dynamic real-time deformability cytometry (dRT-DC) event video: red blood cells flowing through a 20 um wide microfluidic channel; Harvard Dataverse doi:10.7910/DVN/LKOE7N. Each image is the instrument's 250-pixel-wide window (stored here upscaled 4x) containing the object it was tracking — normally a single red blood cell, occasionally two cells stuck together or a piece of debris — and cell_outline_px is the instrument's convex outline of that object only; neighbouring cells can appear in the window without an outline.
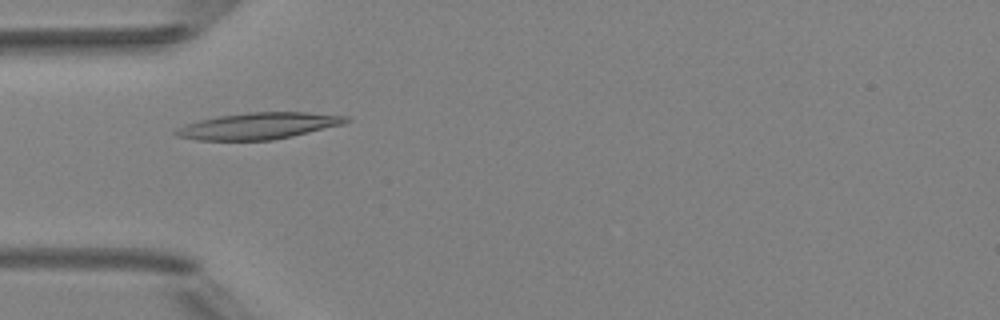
{"species": "Egyptian fruit bat (a non-hibernating species)", "species_latin": "Rousettus aegyptiacus", "temperature_condition": "room temperature", "stored_images_in_passage": 7, "camera_frame_rate_fps": 3000, "um_per_image_px": 0.085, "animal": {"sex": "female"}, "frame": {"image": 1, "passage_image": 4, "time_ms": 4.667, "image_size_px": [1000, 320], "cell_outline_px": [[352, 120], [344, 124], [292, 136], [272, 140], [196, 140], [176, 136], [172, 132], [176, 128], [184, 124], [200, 120], [220, 116], [248, 112], [308, 112], [348, 116]], "centroid_in_image_um": [21.97, 10.7], "position_along_channel_um": 63.0, "area_um2": 26.36}}
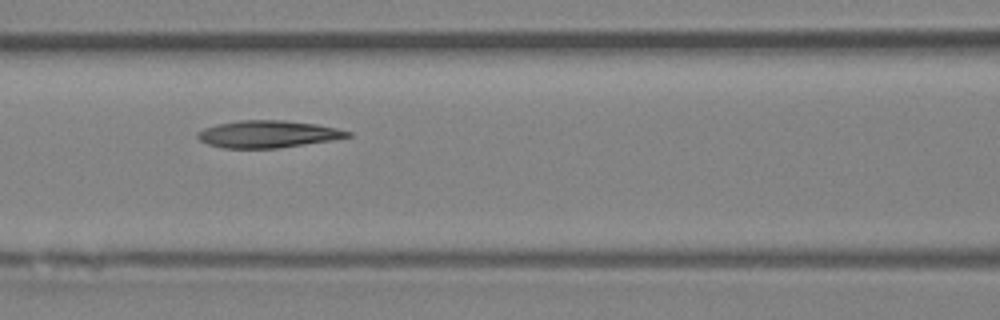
{"frame": {"image": 2, "passage_image": 6, "time_ms": 6.667, "image_size_px": [1000, 320], "cell_outline_px": [[352, 136], [336, 140], [280, 148], [224, 148], [208, 144], [200, 140], [196, 136], [196, 132], [204, 128], [216, 124], [240, 120], [284, 120], [316, 124], [336, 128], [352, 132]], "centroid_in_image_um": [22.8, 11.4], "position_along_channel_um": 143.8, "area_um2": 23.99}}
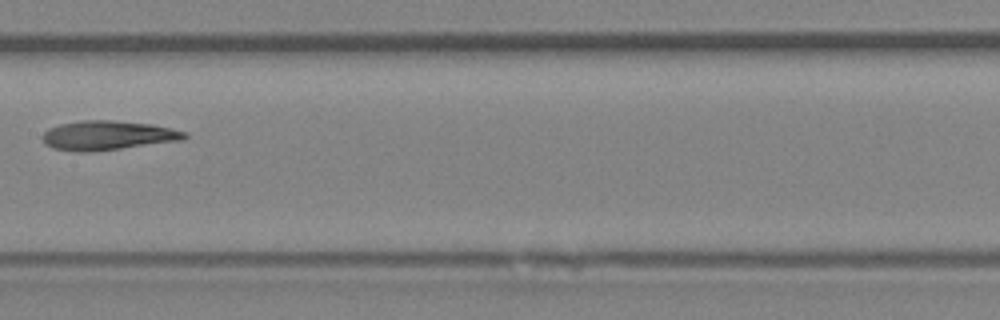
{"frame": {"image": 3, "passage_image": 7, "time_ms": 8.0, "image_size_px": [1000, 320], "cell_outline_px": [[188, 136], [184, 140], [88, 152], [80, 152], [52, 148], [44, 144], [40, 136], [48, 128], [60, 124], [80, 120], [112, 120], [152, 124], [172, 128], [188, 132]], "centroid_in_image_um": [9.14, 11.5], "position_along_channel_um": 198.3, "area_um2": 24.45}}